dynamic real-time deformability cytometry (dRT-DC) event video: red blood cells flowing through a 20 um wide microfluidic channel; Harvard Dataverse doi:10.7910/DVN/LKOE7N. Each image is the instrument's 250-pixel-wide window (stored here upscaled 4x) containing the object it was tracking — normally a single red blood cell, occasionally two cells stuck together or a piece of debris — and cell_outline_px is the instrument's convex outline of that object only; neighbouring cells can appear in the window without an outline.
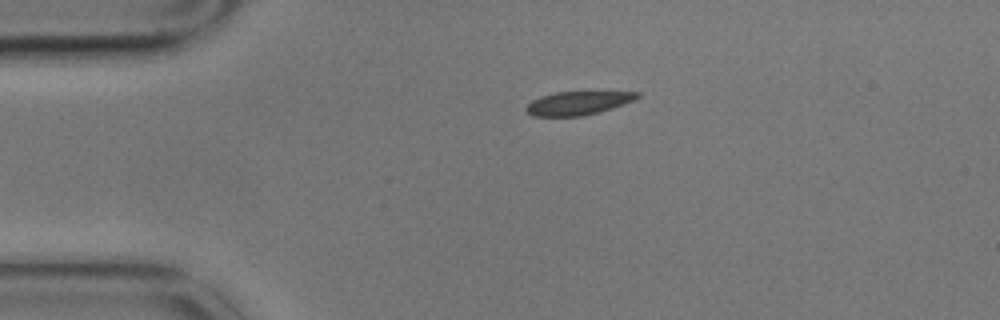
{"species": "common noctule bat (a hibernating species)", "species_latin": "Nyctalus noctula", "temperature_condition": "cold", "stored_images_in_passage": 2, "camera_frame_rate_fps": 3000, "um_per_image_px": 0.085, "animal": {"sex": "male", "body_mass_g": 17.9}, "frame": {"image": 1, "passage_image": 1, "time_ms": 0.0, "image_size_px": [1000, 320], "cell_outline_px": [[640, 96], [624, 104], [612, 108], [584, 116], [532, 116], [524, 108], [532, 100], [540, 96], [556, 92], [640, 92]], "centroid_in_image_um": [49.09, 8.77], "position_along_channel_um": 35.9, "area_um2": 15.09}}